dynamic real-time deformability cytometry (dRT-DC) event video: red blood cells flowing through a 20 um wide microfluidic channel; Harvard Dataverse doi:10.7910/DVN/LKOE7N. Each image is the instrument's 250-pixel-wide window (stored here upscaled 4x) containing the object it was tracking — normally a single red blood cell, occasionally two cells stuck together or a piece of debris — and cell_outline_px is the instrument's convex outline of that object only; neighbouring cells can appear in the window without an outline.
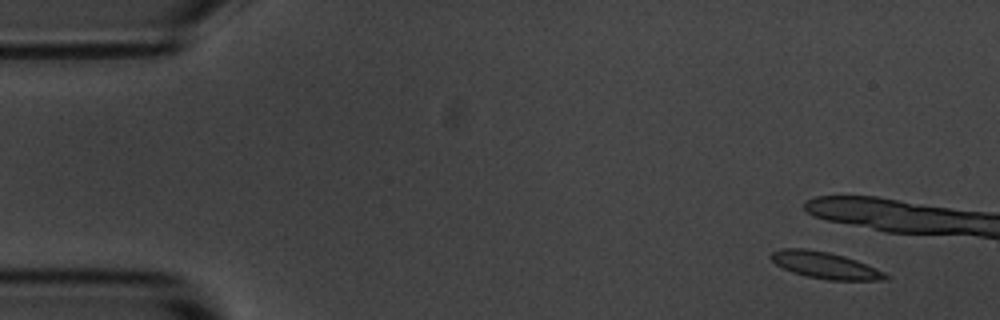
{"species": "common noctule bat (a hibernating species)", "species_latin": "Nyctalus noctula", "temperature_condition": "room temperature", "stored_images_in_passage": 5, "camera_frame_rate_fps": 3000, "um_per_image_px": 0.085, "animal": {"sex": "male", "body_mass_g": 20.1, "forearm_length_mm": 53.5}, "frame": {"image": 1, "passage_image": 1, "time_ms": 0.0, "image_size_px": [1000, 320], "cell_outline_px": [[892, 276], [888, 280], [828, 280], [808, 276], [792, 272], [776, 264], [768, 256], [772, 252], [784, 248], [808, 248], [828, 252], [844, 256], [856, 260], [876, 268]], "centroid_in_image_um": [70.16, 22.54], "position_along_channel_um": 14.8, "area_um2": 17.8}}